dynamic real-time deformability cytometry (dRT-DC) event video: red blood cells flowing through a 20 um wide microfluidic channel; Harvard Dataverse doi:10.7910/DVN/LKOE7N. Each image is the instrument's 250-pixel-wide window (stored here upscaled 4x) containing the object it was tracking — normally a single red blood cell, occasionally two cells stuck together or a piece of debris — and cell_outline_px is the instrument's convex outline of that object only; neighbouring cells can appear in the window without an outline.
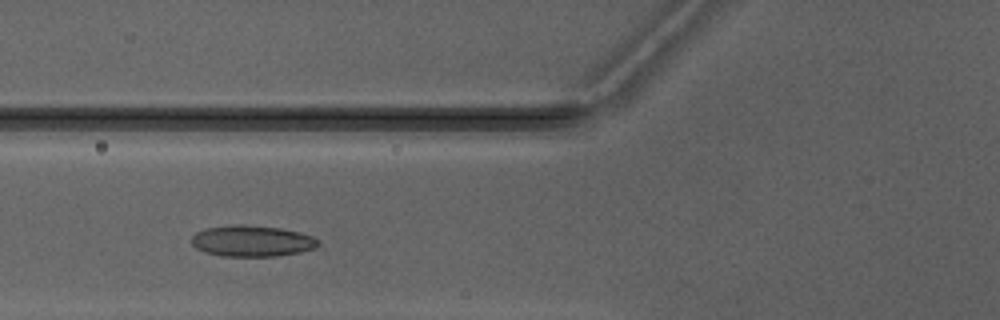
{"species": "Egyptian fruit bat (a non-hibernating species)", "species_latin": "Rousettus aegyptiacus", "temperature_condition": "warm", "stored_images_in_passage": 4, "camera_frame_rate_fps": 3000, "um_per_image_px": 0.085, "animal": {"sex": "male"}, "frame": {"image": 1, "passage_image": 4, "time_ms": 3.333, "image_size_px": [1000, 320], "cell_outline_px": [[320, 244], [316, 248], [300, 252], [276, 256], [220, 256], [204, 252], [196, 248], [192, 244], [192, 236], [196, 232], [204, 228], [236, 224], [244, 224], [280, 228], [300, 232], [312, 236], [320, 240]], "centroid_in_image_um": [21.43, 20.48], "position_along_channel_um": 104.4, "area_um2": 23.24}}